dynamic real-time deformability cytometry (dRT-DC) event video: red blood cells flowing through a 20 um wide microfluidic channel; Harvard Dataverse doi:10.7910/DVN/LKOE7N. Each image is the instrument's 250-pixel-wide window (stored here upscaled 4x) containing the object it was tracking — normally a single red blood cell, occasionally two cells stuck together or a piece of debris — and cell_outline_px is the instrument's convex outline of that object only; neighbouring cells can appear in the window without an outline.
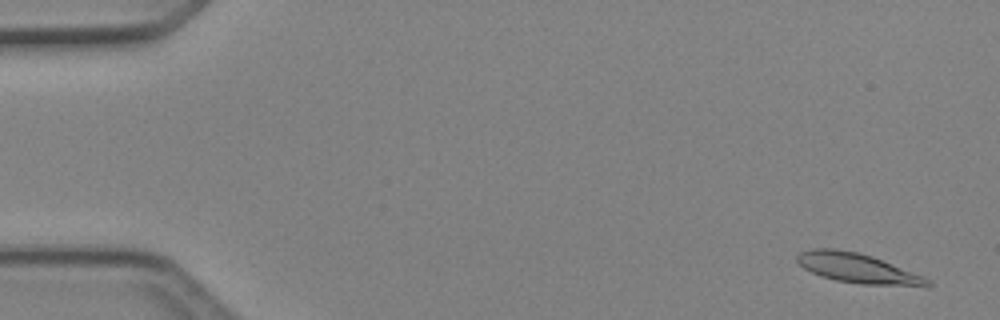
{"species": "Egyptian fruit bat (a non-hibernating species)", "species_latin": "Rousettus aegyptiacus", "temperature_condition": "cold", "stored_images_in_passage": 49, "camera_frame_rate_fps": 3000, "um_per_image_px": 0.085, "animal": {"sex": "female"}, "frame": {"image": 1, "passage_image": 3, "time_ms": 0.667, "image_size_px": [1000, 320], "cell_outline_px": [[932, 284], [928, 288], [860, 284], [836, 280], [820, 276], [804, 268], [796, 260], [796, 256], [800, 252], [812, 248], [832, 248], [856, 252], [872, 256], [924, 276], [932, 280]], "centroid_in_image_um": [72.99, 22.83], "position_along_channel_um": 12.0, "area_um2": 22.95}}
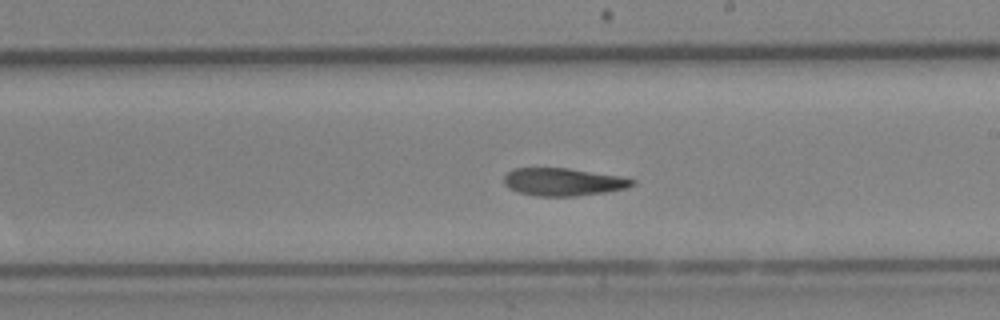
{"frame": {"image": 2, "passage_image": 29, "time_ms": 9.333, "image_size_px": [1000, 320], "cell_outline_px": [[636, 184], [628, 188], [604, 192], [576, 196], [536, 196], [520, 192], [508, 188], [504, 184], [504, 176], [512, 168], [568, 168], [620, 176], [636, 180]], "centroid_in_image_um": [47.88, 15.46], "position_along_channel_um": 241.1, "area_um2": 20.75}}
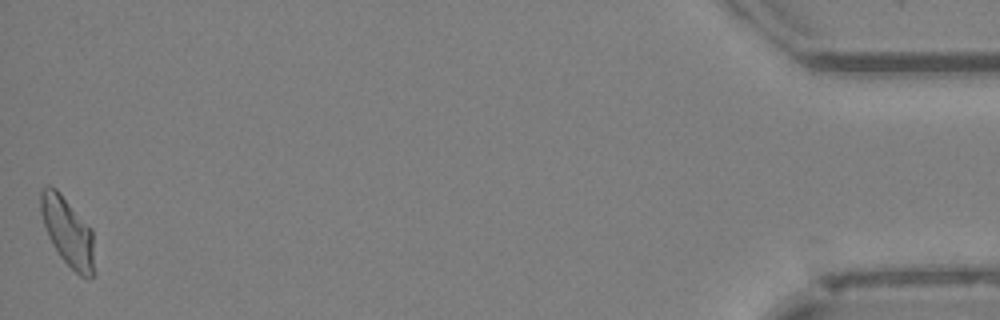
{"frame": {"image": 3, "passage_image": 49, "time_ms": 16.0, "image_size_px": [1000, 320], "cell_outline_px": [[96, 272], [88, 280], [80, 276], [60, 256], [48, 236], [40, 212], [40, 192], [48, 184], [56, 188], [60, 192], [92, 228]], "centroid_in_image_um": [5.79, 19.71], "position_along_channel_um": 429.4, "area_um2": 21.85}, "authors_computed_cell_mechanics": {"area_um2": 21.7906, "velocity_mm_per_s": 4.1924, "shape_relaxation_time_tau1_ms": 5.1029, "shape_relaxation_time_tau2_ms": null, "deformation_change_tau1": 0.1664, "deformation_change_tau2": null}}